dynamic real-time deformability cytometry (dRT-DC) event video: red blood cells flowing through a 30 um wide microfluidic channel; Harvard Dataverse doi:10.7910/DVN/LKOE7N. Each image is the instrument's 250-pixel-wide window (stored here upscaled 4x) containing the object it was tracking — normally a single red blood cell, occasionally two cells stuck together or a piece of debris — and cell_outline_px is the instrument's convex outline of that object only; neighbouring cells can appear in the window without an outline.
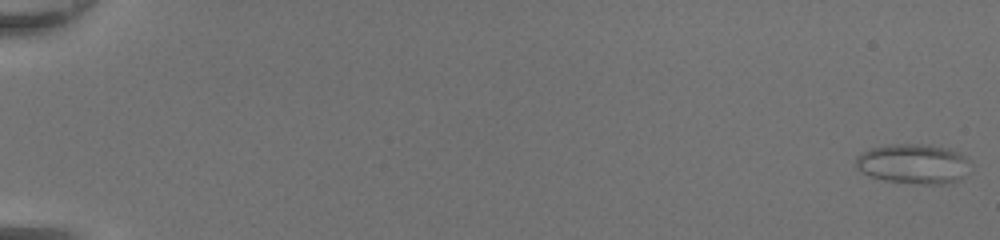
{"species": "common noctule bat (a hibernating species)", "species_latin": "Nyctalus noctula", "temperature_condition": "room temperature", "stored_images_in_passage": 49, "camera_frame_rate_fps": 3000, "um_per_image_px": 0.085, "animal": {"sex": "female", "body_mass_g": 20.0, "forearm_length_mm": 54.0}, "frame": {"image": 1, "passage_image": 1, "time_ms": 0.0, "image_size_px": [1000, 240], "cell_outline_px": [[968, 160], [960, 180], [944, 184], [920, 184], [884, 180], [860, 172], [856, 168], [856, 156], [860, 152], [872, 148], [888, 144], [928, 144], [948, 148], [960, 152]], "centroid_in_image_um": [77.57, 13.91], "position_along_channel_um": 7.4, "area_um2": 26.47}}
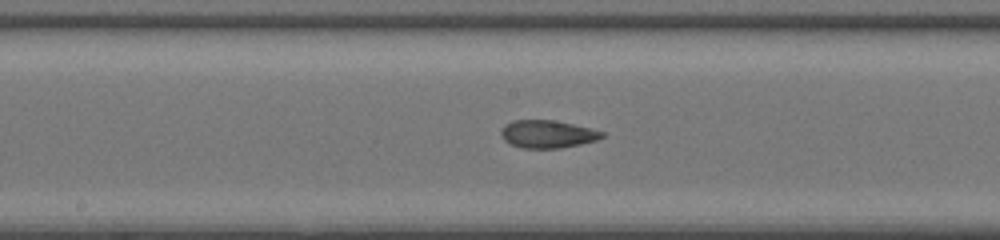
{"frame": {"image": 2, "passage_image": 28, "time_ms": 9.0, "image_size_px": [1000, 240], "cell_outline_px": [[604, 136], [596, 140], [580, 144], [560, 148], [524, 148], [512, 144], [504, 140], [500, 132], [504, 124], [512, 120], [556, 120], [604, 132]], "centroid_in_image_um": [46.51, 11.39], "position_along_channel_um": 201.7, "area_um2": 16.18}}
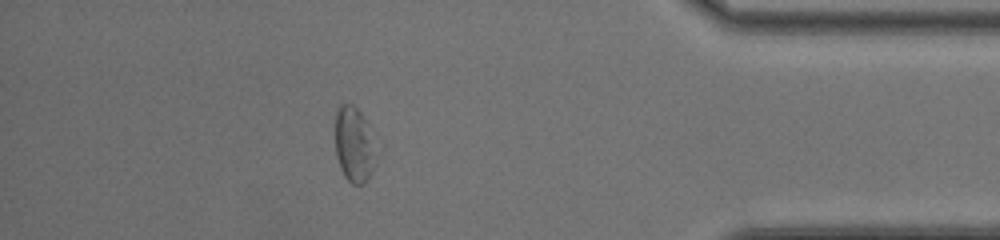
{"frame": {"image": 3, "passage_image": 44, "time_ms": 14.333, "image_size_px": [1000, 240], "cell_outline_px": [[384, 148], [380, 156], [364, 184], [352, 184], [344, 176], [340, 168], [336, 156], [336, 112], [340, 104], [352, 104], [360, 112]], "centroid_in_image_um": [30.23, 12.31], "position_along_channel_um": 405.0, "area_um2": 19.13}, "authors_computed_cell_mechanics": {"area_um2": 18.6694, "velocity_mm_per_s": 4.4099, "shape_relaxation_time_tau1_ms": null, "shape_relaxation_time_tau2_ms": 1.8878, "deformation_change_tau1": null, "deformation_change_tau2": 0.0928}}